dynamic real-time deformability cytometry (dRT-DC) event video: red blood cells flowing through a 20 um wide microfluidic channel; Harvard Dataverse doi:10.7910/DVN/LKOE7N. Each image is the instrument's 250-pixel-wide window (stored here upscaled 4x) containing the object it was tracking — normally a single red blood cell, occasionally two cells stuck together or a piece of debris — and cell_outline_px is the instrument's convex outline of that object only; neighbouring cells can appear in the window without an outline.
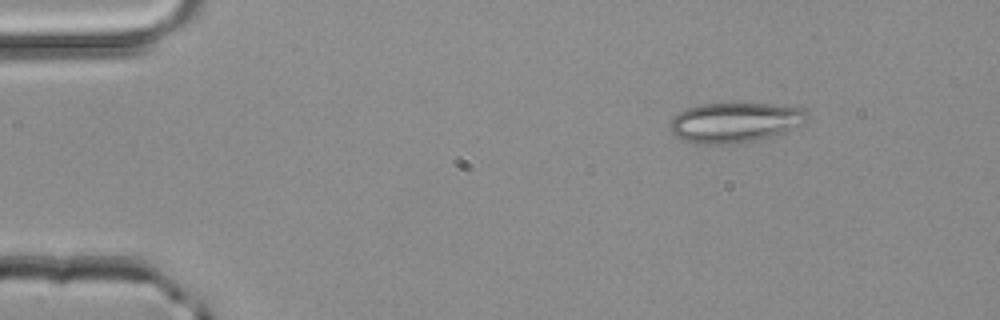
{"species": "common noctule bat (a hibernating species)", "species_latin": "Nyctalus noctula", "temperature_condition": "room temperature", "stored_images_in_passage": 4, "camera_frame_rate_fps": 3000, "um_per_image_px": 0.085, "animal": {"sex": "male", "body_mass_g": 20.4}, "frame": {"image": 1, "passage_image": 2, "time_ms": 0.333, "image_size_px": [1000, 320], "cell_outline_px": [[808, 116], [804, 124], [784, 132], [756, 140], [728, 144], [692, 144], [676, 136], [672, 132], [672, 120], [680, 112], [688, 108], [704, 104], [768, 104], [804, 108], [808, 112]], "centroid_in_image_um": [62.51, 10.42], "position_along_channel_um": 22.5, "area_um2": 31.56}}